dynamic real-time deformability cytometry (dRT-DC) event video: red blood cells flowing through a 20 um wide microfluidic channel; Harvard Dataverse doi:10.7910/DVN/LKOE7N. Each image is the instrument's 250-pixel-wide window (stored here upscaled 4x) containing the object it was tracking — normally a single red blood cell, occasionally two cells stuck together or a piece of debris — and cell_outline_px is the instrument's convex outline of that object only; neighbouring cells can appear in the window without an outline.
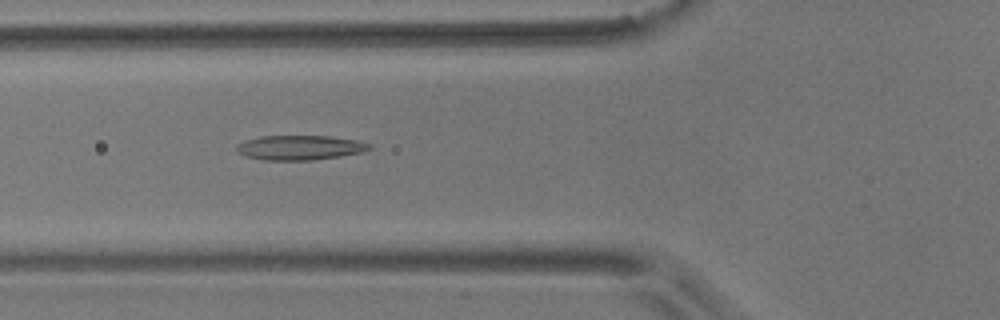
{"species": "common noctule bat (a hibernating species)", "species_latin": "Nyctalus noctula", "temperature_condition": "room temperature", "stored_images_in_passage": 41, "camera_frame_rate_fps": 3000, "um_per_image_px": 0.085, "animal": {"sex": "male", "body_mass_g": 17.9}, "frame": {"image": 1, "passage_image": 8, "time_ms": 2.333, "image_size_px": [1000, 320], "cell_outline_px": [[372, 148], [360, 152], [340, 156], [312, 160], [264, 160], [248, 156], [236, 152], [236, 144], [244, 140], [260, 136], [328, 136], [356, 140], [372, 144]], "centroid_in_image_um": [25.46, 12.54], "position_along_channel_um": 100.3, "area_um2": 19.02}}
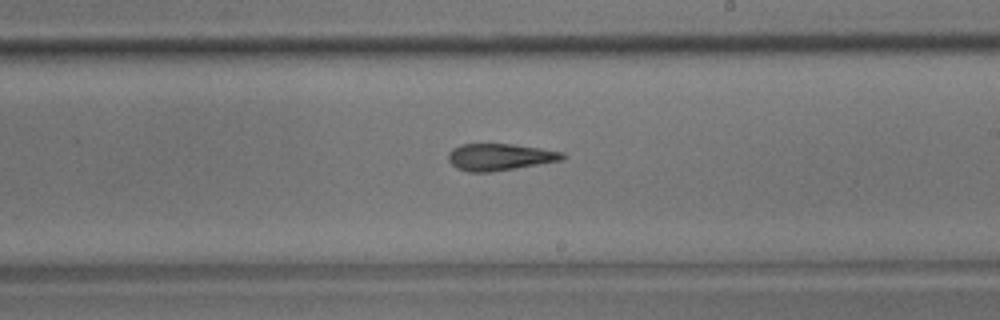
{"frame": {"image": 2, "passage_image": 20, "time_ms": 6.333, "image_size_px": [1000, 320], "cell_outline_px": [[568, 156], [560, 160], [516, 168], [492, 172], [468, 172], [456, 168], [448, 160], [448, 152], [452, 148], [460, 144], [512, 144], [540, 148], [564, 152]], "centroid_in_image_um": [42.45, 13.34], "position_along_channel_um": 246.5, "area_um2": 17.92}}
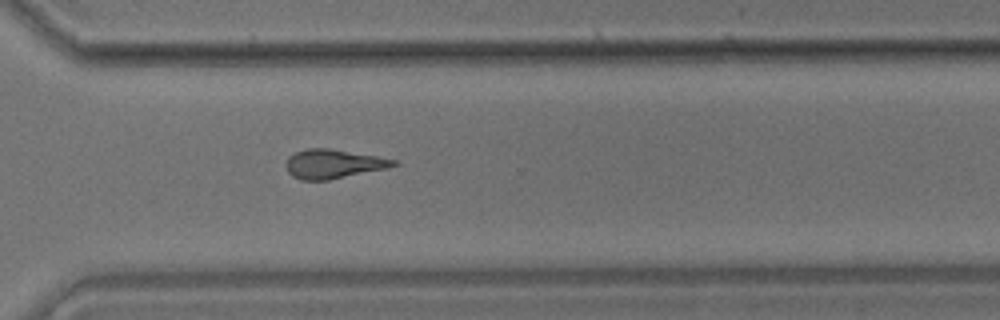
{"frame": {"image": 3, "passage_image": 28, "time_ms": 9.0, "image_size_px": [1000, 320], "cell_outline_px": [[400, 164], [388, 168], [328, 180], [300, 180], [292, 176], [288, 172], [284, 164], [288, 156], [296, 152], [308, 148], [328, 148], [400, 160]], "centroid_in_image_um": [28.34, 13.93], "position_along_channel_um": 342.3, "area_um2": 18.38}, "authors_computed_cell_mechanics": {"area_um2": 17.7446, "velocity_mm_per_s": 3.6217, "shape_relaxation_time_tau1_ms": null, "shape_relaxation_time_tau2_ms": 4.6078, "deformation_change_tau1": null, "deformation_change_tau2": 0.166}}